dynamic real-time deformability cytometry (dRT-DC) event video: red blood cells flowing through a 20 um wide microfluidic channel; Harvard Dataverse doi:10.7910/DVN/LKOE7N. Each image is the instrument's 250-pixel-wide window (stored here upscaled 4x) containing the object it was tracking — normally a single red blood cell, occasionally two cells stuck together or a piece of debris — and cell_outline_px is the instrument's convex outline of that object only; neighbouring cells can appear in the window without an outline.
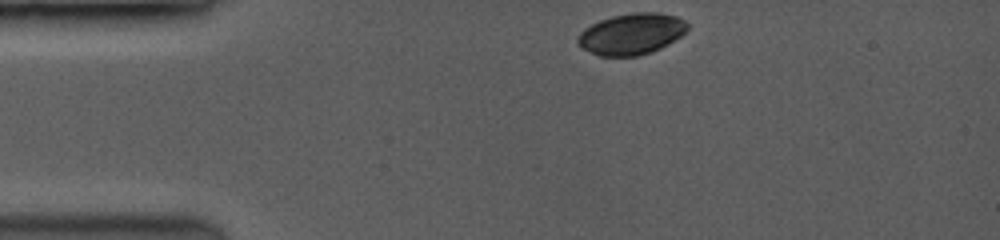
{"species": "common noctule bat (a hibernating species)", "species_latin": "Nyctalus noctula", "temperature_condition": "room temperature", "stored_images_in_passage": 53, "camera_frame_rate_fps": 3500, "um_per_image_px": 0.085, "animal": {"sex": "female", "body_mass_g": 19.0, "forearm_length_mm": 53.3}, "frame": {"image": 1, "passage_image": 1, "time_ms": 0.0, "image_size_px": [1000, 240], "cell_outline_px": [[688, 28], [680, 36], [660, 48], [636, 56], [600, 56], [584, 48], [576, 40], [580, 32], [584, 28], [600, 20], [612, 16], [632, 12], [656, 12], [676, 16], [684, 20], [688, 24]], "centroid_in_image_um": [53.67, 2.86], "position_along_channel_um": 31.3, "area_um2": 26.01}}
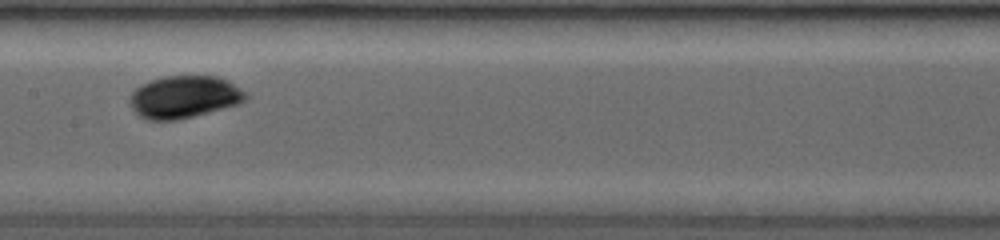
{"frame": {"image": 2, "passage_image": 23, "time_ms": 5.143, "image_size_px": [1000, 240], "cell_outline_px": [[244, 100], [236, 104], [192, 116], [176, 120], [148, 120], [140, 116], [132, 108], [132, 92], [140, 84], [164, 76], [216, 76], [228, 80], [244, 92]], "centroid_in_image_um": [15.61, 8.23], "position_along_channel_um": 191.8, "area_um2": 27.86}}
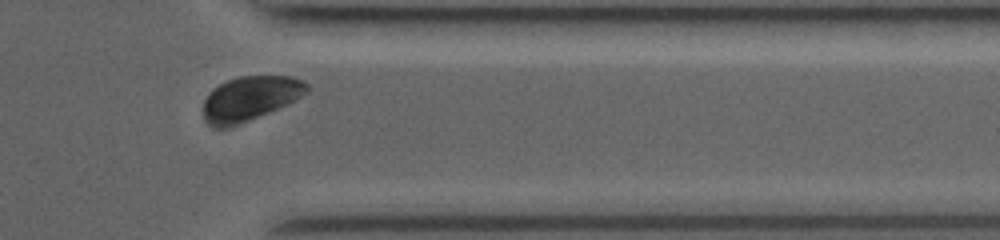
{"frame": {"image": 3, "passage_image": 48, "time_ms": 10.0, "image_size_px": [1000, 240], "cell_outline_px": [[308, 92], [288, 104], [232, 128], [212, 128], [204, 120], [204, 100], [208, 92], [212, 88], [228, 80], [240, 76], [288, 76], [300, 80], [308, 84]], "centroid_in_image_um": [21.21, 8.4], "position_along_channel_um": 390.2, "area_um2": 27.05}, "authors_computed_cell_mechanics": {"area_um2": 27.166, "velocity_mm_per_s": 4.08, "shape_relaxation_time_tau1_ms": 2.3467, "shape_relaxation_time_tau2_ms": null, "deformation_change_tau1": 0.1047, "deformation_change_tau2": null}}